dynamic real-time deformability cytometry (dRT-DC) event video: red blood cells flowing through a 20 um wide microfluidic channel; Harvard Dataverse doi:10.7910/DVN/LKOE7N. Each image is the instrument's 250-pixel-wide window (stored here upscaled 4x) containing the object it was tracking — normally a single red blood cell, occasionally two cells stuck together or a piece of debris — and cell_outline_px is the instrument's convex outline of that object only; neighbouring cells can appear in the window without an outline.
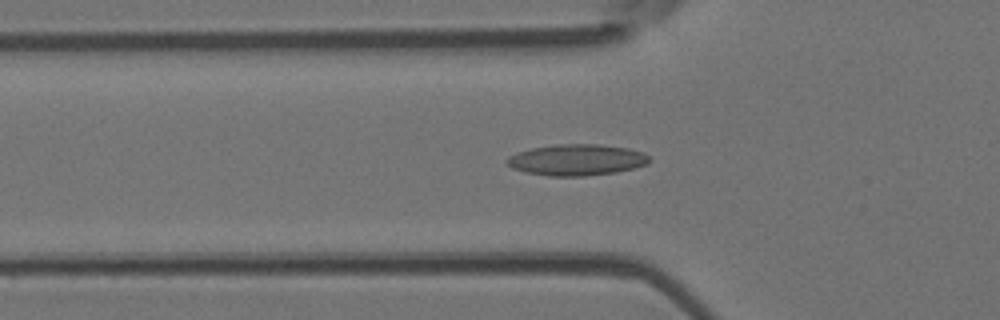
{"species": "Egyptian fruit bat (a non-hibernating species)", "species_latin": "Rousettus aegyptiacus", "temperature_condition": "room temperature", "stored_images_in_passage": 38, "camera_frame_rate_fps": 3000, "um_per_image_px": 0.085, "animal": {"sex": "female"}, "frame": {"image": 1, "passage_image": 10, "time_ms": 3.0, "image_size_px": [1000, 320], "cell_outline_px": [[652, 160], [648, 164], [616, 172], [584, 176], [548, 176], [524, 172], [512, 168], [504, 160], [508, 156], [516, 152], [532, 148], [556, 144], [596, 144], [628, 148], [644, 152]], "centroid_in_image_um": [49.0, 13.59], "position_along_channel_um": 76.8, "area_um2": 26.07}}
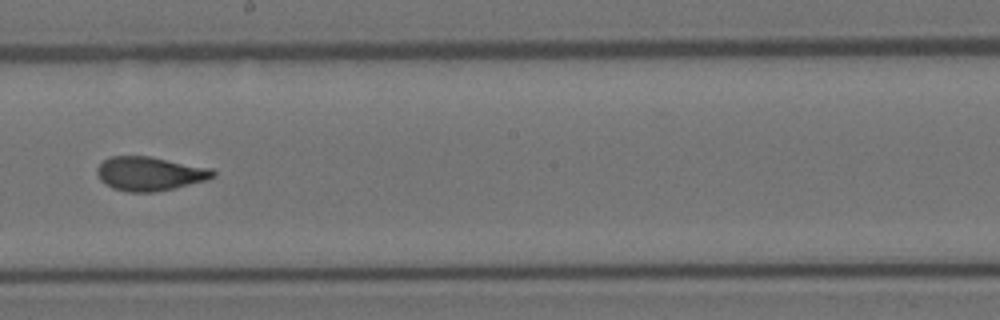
{"frame": {"image": 2, "passage_image": 22, "time_ms": 7.0, "image_size_px": [1000, 320], "cell_outline_px": [[216, 176], [208, 180], [156, 192], [128, 192], [112, 188], [100, 180], [96, 172], [96, 168], [104, 160], [112, 156], [152, 156], [212, 168], [216, 172]], "centroid_in_image_um": [12.76, 14.76], "position_along_channel_um": 235.4, "area_um2": 23.18}}
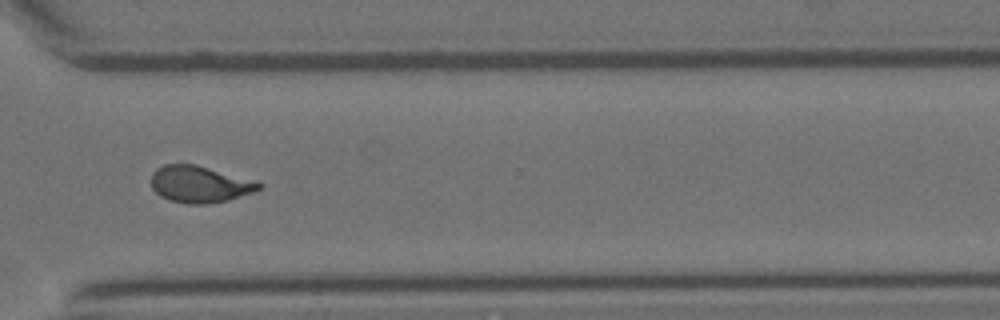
{"frame": {"image": 3, "passage_image": 31, "time_ms": 10.0, "image_size_px": [1000, 320], "cell_outline_px": [[264, 184], [260, 188], [252, 192], [228, 200], [208, 204], [188, 204], [168, 200], [160, 196], [152, 188], [152, 172], [156, 168], [164, 164], [196, 164], [260, 180]], "centroid_in_image_um": [17.02, 15.64], "position_along_channel_um": 353.6, "area_um2": 23.52}, "authors_computed_cell_mechanics": {"area_um2": 23.0911, "velocity_mm_per_s": 3.9367, "shape_relaxation_time_tau1_ms": 8.1418, "shape_relaxation_time_tau2_ms": 1.4135, "deformation_change_tau1": 0.222, "deformation_change_tau2": 0.0862}}